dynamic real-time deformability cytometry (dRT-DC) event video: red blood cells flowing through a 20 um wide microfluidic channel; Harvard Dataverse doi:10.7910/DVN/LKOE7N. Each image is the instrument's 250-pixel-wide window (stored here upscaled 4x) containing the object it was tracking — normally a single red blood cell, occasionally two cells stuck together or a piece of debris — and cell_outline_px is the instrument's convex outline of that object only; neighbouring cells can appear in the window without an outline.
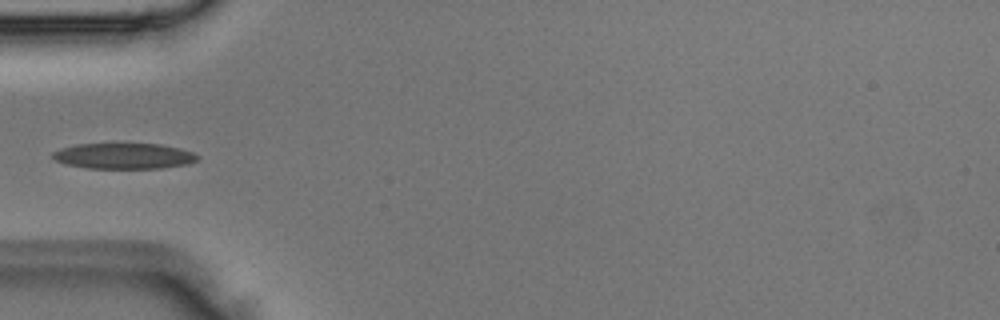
{"species": "Egyptian fruit bat (a non-hibernating species)", "species_latin": "Rousettus aegyptiacus", "temperature_condition": "room temperature", "stored_images_in_passage": 4, "camera_frame_rate_fps": 3000, "um_per_image_px": 0.085, "animal": {"sex": "male"}, "frame": {"image": 1, "passage_image": 4, "time_ms": 1.0, "image_size_px": [1000, 320], "cell_outline_px": [[200, 156], [196, 160], [188, 164], [160, 168], [88, 168], [68, 164], [56, 160], [52, 156], [52, 152], [60, 148], [76, 144], [160, 144], [180, 148], [192, 152]], "centroid_in_image_um": [10.54, 13.25], "position_along_channel_um": 74.5, "area_um2": 21.56}}